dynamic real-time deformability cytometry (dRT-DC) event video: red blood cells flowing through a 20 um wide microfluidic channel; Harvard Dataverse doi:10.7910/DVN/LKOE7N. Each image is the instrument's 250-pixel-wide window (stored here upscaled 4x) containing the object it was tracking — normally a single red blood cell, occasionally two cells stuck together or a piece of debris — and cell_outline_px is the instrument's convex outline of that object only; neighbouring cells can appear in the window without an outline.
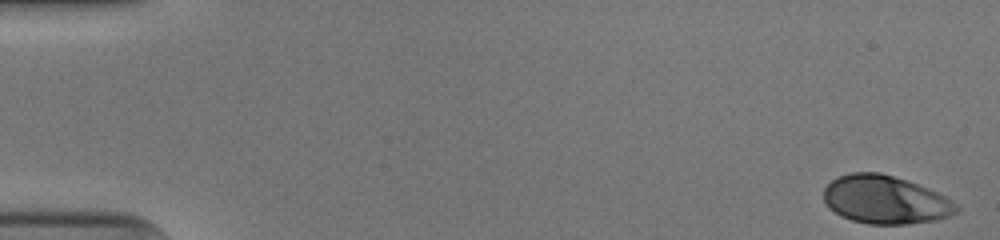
{"species": "human", "species_latin": "Homo sapiens", "temperature_condition": "cold", "stored_images_in_passage": 52, "camera_frame_rate_fps": 3000, "um_per_image_px": 0.085, "donor": {"sex": "male"}, "frame": {"image": 1, "passage_image": 1, "time_ms": 0.0, "image_size_px": [1000, 240], "cell_outline_px": [[960, 212], [952, 216], [936, 220], [908, 224], [868, 224], [852, 220], [840, 216], [828, 208], [824, 200], [824, 188], [836, 176], [852, 172], [880, 172], [928, 188], [944, 196], [956, 204], [960, 208]], "centroid_in_image_um": [75.24, 16.99], "position_along_channel_um": 9.8, "area_um2": 37.45}}
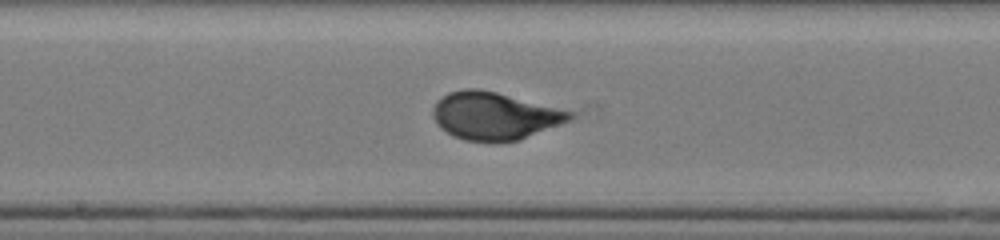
{"frame": {"image": 2, "passage_image": 28, "time_ms": 9.0, "image_size_px": [1000, 240], "cell_outline_px": [[576, 116], [572, 120], [520, 140], [464, 140], [452, 136], [440, 128], [436, 124], [432, 116], [432, 108], [436, 100], [448, 92], [464, 88], [480, 88], [576, 112]], "centroid_in_image_um": [42.03, 9.82], "position_along_channel_um": 206.2, "area_um2": 38.15}}
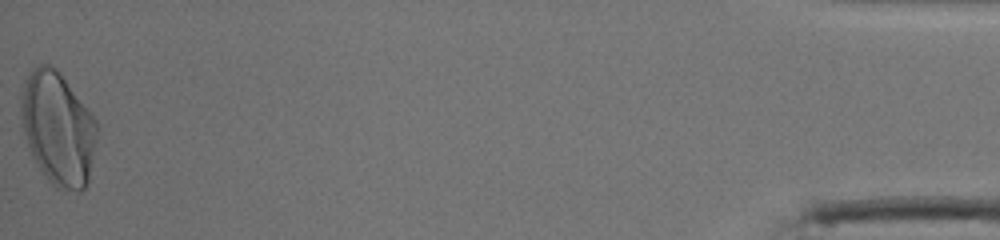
{"frame": {"image": 3, "passage_image": 52, "time_ms": 17.0, "image_size_px": [1000, 240], "cell_outline_px": [[96, 140], [88, 180], [84, 188], [80, 192], [76, 192], [56, 188], [48, 180], [32, 156], [24, 132], [20, 116], [20, 92], [24, 80], [32, 68], [40, 64], [48, 64], [56, 68], [60, 72], [96, 120]], "centroid_in_image_um": [4.89, 10.9], "position_along_channel_um": 430.3, "area_um2": 49.94}, "authors_computed_cell_mechanics": {"area_um2": 37.281, "velocity_mm_per_s": 3.9295, "shape_relaxation_time_tau1_ms": 5.3456, "shape_relaxation_time_tau2_ms": null, "deformation_change_tau1": 0.2287, "deformation_change_tau2": null}}